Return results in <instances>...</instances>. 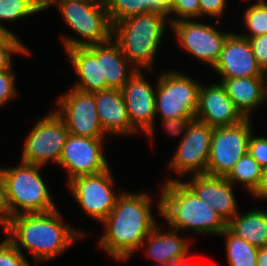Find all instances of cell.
Instances as JSON below:
<instances>
[{"mask_svg":"<svg viewBox=\"0 0 267 266\" xmlns=\"http://www.w3.org/2000/svg\"><path fill=\"white\" fill-rule=\"evenodd\" d=\"M247 151L263 169L267 168V137H256L251 133Z\"/></svg>","mask_w":267,"mask_h":266,"instance_id":"34","label":"cell"},{"mask_svg":"<svg viewBox=\"0 0 267 266\" xmlns=\"http://www.w3.org/2000/svg\"><path fill=\"white\" fill-rule=\"evenodd\" d=\"M245 27L249 34H239L244 38H253L259 35L267 34V2L266 0H257L250 5L244 13Z\"/></svg>","mask_w":267,"mask_h":266,"instance_id":"29","label":"cell"},{"mask_svg":"<svg viewBox=\"0 0 267 266\" xmlns=\"http://www.w3.org/2000/svg\"><path fill=\"white\" fill-rule=\"evenodd\" d=\"M70 193L84 213L102 222L114 208L119 196L110 168L94 175H82L67 181Z\"/></svg>","mask_w":267,"mask_h":266,"instance_id":"11","label":"cell"},{"mask_svg":"<svg viewBox=\"0 0 267 266\" xmlns=\"http://www.w3.org/2000/svg\"><path fill=\"white\" fill-rule=\"evenodd\" d=\"M171 1L172 0H157V12L168 16Z\"/></svg>","mask_w":267,"mask_h":266,"instance_id":"42","label":"cell"},{"mask_svg":"<svg viewBox=\"0 0 267 266\" xmlns=\"http://www.w3.org/2000/svg\"><path fill=\"white\" fill-rule=\"evenodd\" d=\"M169 25L175 32L180 47L212 68L220 57L225 39L230 34L217 30L213 25L196 22L195 19L181 20Z\"/></svg>","mask_w":267,"mask_h":266,"instance_id":"13","label":"cell"},{"mask_svg":"<svg viewBox=\"0 0 267 266\" xmlns=\"http://www.w3.org/2000/svg\"><path fill=\"white\" fill-rule=\"evenodd\" d=\"M196 119L211 127H224L238 124L245 117L220 83H210L209 86H200Z\"/></svg>","mask_w":267,"mask_h":266,"instance_id":"17","label":"cell"},{"mask_svg":"<svg viewBox=\"0 0 267 266\" xmlns=\"http://www.w3.org/2000/svg\"><path fill=\"white\" fill-rule=\"evenodd\" d=\"M85 2L88 4H93V5H106V0H42V11L46 10L50 6H58L60 3H65V2Z\"/></svg>","mask_w":267,"mask_h":266,"instance_id":"39","label":"cell"},{"mask_svg":"<svg viewBox=\"0 0 267 266\" xmlns=\"http://www.w3.org/2000/svg\"><path fill=\"white\" fill-rule=\"evenodd\" d=\"M167 21L168 16L158 12L125 18L112 25V40L136 70L152 72Z\"/></svg>","mask_w":267,"mask_h":266,"instance_id":"4","label":"cell"},{"mask_svg":"<svg viewBox=\"0 0 267 266\" xmlns=\"http://www.w3.org/2000/svg\"><path fill=\"white\" fill-rule=\"evenodd\" d=\"M226 239L229 266H256L258 248L233 235L227 228L220 234Z\"/></svg>","mask_w":267,"mask_h":266,"instance_id":"26","label":"cell"},{"mask_svg":"<svg viewBox=\"0 0 267 266\" xmlns=\"http://www.w3.org/2000/svg\"><path fill=\"white\" fill-rule=\"evenodd\" d=\"M264 169L247 152L233 166L231 171L225 176L233 186L240 183L244 184L251 195H255L261 186Z\"/></svg>","mask_w":267,"mask_h":266,"instance_id":"25","label":"cell"},{"mask_svg":"<svg viewBox=\"0 0 267 266\" xmlns=\"http://www.w3.org/2000/svg\"><path fill=\"white\" fill-rule=\"evenodd\" d=\"M226 2V0H199V18L207 15V17L215 18L216 24L221 23L218 19L227 8Z\"/></svg>","mask_w":267,"mask_h":266,"instance_id":"35","label":"cell"},{"mask_svg":"<svg viewBox=\"0 0 267 266\" xmlns=\"http://www.w3.org/2000/svg\"><path fill=\"white\" fill-rule=\"evenodd\" d=\"M86 47L97 57V60H100L101 81L106 82V89L121 90L136 72L134 66H130L120 47L112 39L104 44ZM130 67H132L131 70Z\"/></svg>","mask_w":267,"mask_h":266,"instance_id":"21","label":"cell"},{"mask_svg":"<svg viewBox=\"0 0 267 266\" xmlns=\"http://www.w3.org/2000/svg\"><path fill=\"white\" fill-rule=\"evenodd\" d=\"M0 266H30V263L6 237L0 242Z\"/></svg>","mask_w":267,"mask_h":266,"instance_id":"32","label":"cell"},{"mask_svg":"<svg viewBox=\"0 0 267 266\" xmlns=\"http://www.w3.org/2000/svg\"><path fill=\"white\" fill-rule=\"evenodd\" d=\"M111 24L148 12H157V0H106Z\"/></svg>","mask_w":267,"mask_h":266,"instance_id":"27","label":"cell"},{"mask_svg":"<svg viewBox=\"0 0 267 266\" xmlns=\"http://www.w3.org/2000/svg\"><path fill=\"white\" fill-rule=\"evenodd\" d=\"M41 11V0H0L1 22L17 21Z\"/></svg>","mask_w":267,"mask_h":266,"instance_id":"28","label":"cell"},{"mask_svg":"<svg viewBox=\"0 0 267 266\" xmlns=\"http://www.w3.org/2000/svg\"><path fill=\"white\" fill-rule=\"evenodd\" d=\"M157 225L141 244L147 245L146 254L157 262V266H182L188 264L190 241L178 235L179 231L169 228L161 232ZM147 241V242H146Z\"/></svg>","mask_w":267,"mask_h":266,"instance_id":"19","label":"cell"},{"mask_svg":"<svg viewBox=\"0 0 267 266\" xmlns=\"http://www.w3.org/2000/svg\"><path fill=\"white\" fill-rule=\"evenodd\" d=\"M265 78H266V98H267V71L265 72Z\"/></svg>","mask_w":267,"mask_h":266,"instance_id":"44","label":"cell"},{"mask_svg":"<svg viewBox=\"0 0 267 266\" xmlns=\"http://www.w3.org/2000/svg\"><path fill=\"white\" fill-rule=\"evenodd\" d=\"M227 229L257 248L267 246V212L255 208L238 214L227 223Z\"/></svg>","mask_w":267,"mask_h":266,"instance_id":"24","label":"cell"},{"mask_svg":"<svg viewBox=\"0 0 267 266\" xmlns=\"http://www.w3.org/2000/svg\"><path fill=\"white\" fill-rule=\"evenodd\" d=\"M155 90V115L163 119L196 116L201 83L180 71L159 75Z\"/></svg>","mask_w":267,"mask_h":266,"instance_id":"7","label":"cell"},{"mask_svg":"<svg viewBox=\"0 0 267 266\" xmlns=\"http://www.w3.org/2000/svg\"><path fill=\"white\" fill-rule=\"evenodd\" d=\"M103 138L69 134L58 162L68 175V181L82 175H94L109 169L103 153Z\"/></svg>","mask_w":267,"mask_h":266,"instance_id":"14","label":"cell"},{"mask_svg":"<svg viewBox=\"0 0 267 266\" xmlns=\"http://www.w3.org/2000/svg\"><path fill=\"white\" fill-rule=\"evenodd\" d=\"M196 119V116H182L163 119L162 123L168 133L172 135H185L189 123Z\"/></svg>","mask_w":267,"mask_h":266,"instance_id":"37","label":"cell"},{"mask_svg":"<svg viewBox=\"0 0 267 266\" xmlns=\"http://www.w3.org/2000/svg\"><path fill=\"white\" fill-rule=\"evenodd\" d=\"M12 67L0 71V107H4L16 97L15 76Z\"/></svg>","mask_w":267,"mask_h":266,"instance_id":"33","label":"cell"},{"mask_svg":"<svg viewBox=\"0 0 267 266\" xmlns=\"http://www.w3.org/2000/svg\"><path fill=\"white\" fill-rule=\"evenodd\" d=\"M258 199H267V168L263 172V180L259 191L254 195Z\"/></svg>","mask_w":267,"mask_h":266,"instance_id":"40","label":"cell"},{"mask_svg":"<svg viewBox=\"0 0 267 266\" xmlns=\"http://www.w3.org/2000/svg\"><path fill=\"white\" fill-rule=\"evenodd\" d=\"M58 209L12 217L4 227L7 238L21 253L22 248L28 251L36 262L52 260L86 234L64 224Z\"/></svg>","mask_w":267,"mask_h":266,"instance_id":"2","label":"cell"},{"mask_svg":"<svg viewBox=\"0 0 267 266\" xmlns=\"http://www.w3.org/2000/svg\"><path fill=\"white\" fill-rule=\"evenodd\" d=\"M158 211L174 230L220 235L227 223L179 179L169 178L161 188Z\"/></svg>","mask_w":267,"mask_h":266,"instance_id":"3","label":"cell"},{"mask_svg":"<svg viewBox=\"0 0 267 266\" xmlns=\"http://www.w3.org/2000/svg\"><path fill=\"white\" fill-rule=\"evenodd\" d=\"M251 118L238 124L214 127L206 174L225 177L248 151L252 131Z\"/></svg>","mask_w":267,"mask_h":266,"instance_id":"9","label":"cell"},{"mask_svg":"<svg viewBox=\"0 0 267 266\" xmlns=\"http://www.w3.org/2000/svg\"><path fill=\"white\" fill-rule=\"evenodd\" d=\"M59 11L65 24L83 39L61 36L66 50L74 47L104 44L112 39V24L106 5L85 2L60 3Z\"/></svg>","mask_w":267,"mask_h":266,"instance_id":"6","label":"cell"},{"mask_svg":"<svg viewBox=\"0 0 267 266\" xmlns=\"http://www.w3.org/2000/svg\"><path fill=\"white\" fill-rule=\"evenodd\" d=\"M42 167L20 161L19 166L2 168L10 219L19 214L47 213L57 209L39 173Z\"/></svg>","mask_w":267,"mask_h":266,"instance_id":"5","label":"cell"},{"mask_svg":"<svg viewBox=\"0 0 267 266\" xmlns=\"http://www.w3.org/2000/svg\"><path fill=\"white\" fill-rule=\"evenodd\" d=\"M66 52L80 80L73 88L90 93L106 90V82L101 81L100 60L87 47H74Z\"/></svg>","mask_w":267,"mask_h":266,"instance_id":"23","label":"cell"},{"mask_svg":"<svg viewBox=\"0 0 267 266\" xmlns=\"http://www.w3.org/2000/svg\"><path fill=\"white\" fill-rule=\"evenodd\" d=\"M97 114L105 134L130 135L137 132L129 120L125 100L119 89L93 92Z\"/></svg>","mask_w":267,"mask_h":266,"instance_id":"20","label":"cell"},{"mask_svg":"<svg viewBox=\"0 0 267 266\" xmlns=\"http://www.w3.org/2000/svg\"><path fill=\"white\" fill-rule=\"evenodd\" d=\"M260 68L267 71V34L248 39Z\"/></svg>","mask_w":267,"mask_h":266,"instance_id":"36","label":"cell"},{"mask_svg":"<svg viewBox=\"0 0 267 266\" xmlns=\"http://www.w3.org/2000/svg\"><path fill=\"white\" fill-rule=\"evenodd\" d=\"M54 112L64 121L69 134L90 138H103L94 94L72 88L59 96Z\"/></svg>","mask_w":267,"mask_h":266,"instance_id":"12","label":"cell"},{"mask_svg":"<svg viewBox=\"0 0 267 266\" xmlns=\"http://www.w3.org/2000/svg\"><path fill=\"white\" fill-rule=\"evenodd\" d=\"M256 266H267V246L258 248Z\"/></svg>","mask_w":267,"mask_h":266,"instance_id":"41","label":"cell"},{"mask_svg":"<svg viewBox=\"0 0 267 266\" xmlns=\"http://www.w3.org/2000/svg\"><path fill=\"white\" fill-rule=\"evenodd\" d=\"M171 14L176 17H170ZM195 18L199 19V0H172L170 2L168 24L181 20H194Z\"/></svg>","mask_w":267,"mask_h":266,"instance_id":"31","label":"cell"},{"mask_svg":"<svg viewBox=\"0 0 267 266\" xmlns=\"http://www.w3.org/2000/svg\"><path fill=\"white\" fill-rule=\"evenodd\" d=\"M152 200L144 192L119 194L114 208L101 222L105 231L99 246L115 260L131 257L157 226L151 211Z\"/></svg>","mask_w":267,"mask_h":266,"instance_id":"1","label":"cell"},{"mask_svg":"<svg viewBox=\"0 0 267 266\" xmlns=\"http://www.w3.org/2000/svg\"><path fill=\"white\" fill-rule=\"evenodd\" d=\"M182 266H193V265H190V264L188 263V264H185V265H182Z\"/></svg>","mask_w":267,"mask_h":266,"instance_id":"45","label":"cell"},{"mask_svg":"<svg viewBox=\"0 0 267 266\" xmlns=\"http://www.w3.org/2000/svg\"><path fill=\"white\" fill-rule=\"evenodd\" d=\"M17 37L15 33H9L3 40L0 41V71L9 69L12 66V55L30 54L31 52Z\"/></svg>","mask_w":267,"mask_h":266,"instance_id":"30","label":"cell"},{"mask_svg":"<svg viewBox=\"0 0 267 266\" xmlns=\"http://www.w3.org/2000/svg\"><path fill=\"white\" fill-rule=\"evenodd\" d=\"M212 69L221 79L265 77L248 39L231 32L225 39L220 57Z\"/></svg>","mask_w":267,"mask_h":266,"instance_id":"16","label":"cell"},{"mask_svg":"<svg viewBox=\"0 0 267 266\" xmlns=\"http://www.w3.org/2000/svg\"><path fill=\"white\" fill-rule=\"evenodd\" d=\"M191 180L184 182L198 198L214 210L228 223L239 211L233 194V185L223 176L208 174L190 175Z\"/></svg>","mask_w":267,"mask_h":266,"instance_id":"18","label":"cell"},{"mask_svg":"<svg viewBox=\"0 0 267 266\" xmlns=\"http://www.w3.org/2000/svg\"><path fill=\"white\" fill-rule=\"evenodd\" d=\"M220 84L245 118H251L252 109L267 100L265 77L221 79Z\"/></svg>","mask_w":267,"mask_h":266,"instance_id":"22","label":"cell"},{"mask_svg":"<svg viewBox=\"0 0 267 266\" xmlns=\"http://www.w3.org/2000/svg\"><path fill=\"white\" fill-rule=\"evenodd\" d=\"M9 33H13V31L0 24V41L3 40Z\"/></svg>","mask_w":267,"mask_h":266,"instance_id":"43","label":"cell"},{"mask_svg":"<svg viewBox=\"0 0 267 266\" xmlns=\"http://www.w3.org/2000/svg\"><path fill=\"white\" fill-rule=\"evenodd\" d=\"M10 221V209L6 196V184L0 168V224L4 228Z\"/></svg>","mask_w":267,"mask_h":266,"instance_id":"38","label":"cell"},{"mask_svg":"<svg viewBox=\"0 0 267 266\" xmlns=\"http://www.w3.org/2000/svg\"><path fill=\"white\" fill-rule=\"evenodd\" d=\"M68 135L64 121L51 111L35 123L26 137L21 161L39 166L53 161L58 165Z\"/></svg>","mask_w":267,"mask_h":266,"instance_id":"8","label":"cell"},{"mask_svg":"<svg viewBox=\"0 0 267 266\" xmlns=\"http://www.w3.org/2000/svg\"><path fill=\"white\" fill-rule=\"evenodd\" d=\"M143 75L142 70L129 78L121 89L131 125L147 135L151 140L154 132L155 88Z\"/></svg>","mask_w":267,"mask_h":266,"instance_id":"15","label":"cell"},{"mask_svg":"<svg viewBox=\"0 0 267 266\" xmlns=\"http://www.w3.org/2000/svg\"><path fill=\"white\" fill-rule=\"evenodd\" d=\"M214 127L193 119L181 137L173 157L170 159L169 168L178 176L185 174H206L207 163L211 150V139Z\"/></svg>","mask_w":267,"mask_h":266,"instance_id":"10","label":"cell"}]
</instances>
